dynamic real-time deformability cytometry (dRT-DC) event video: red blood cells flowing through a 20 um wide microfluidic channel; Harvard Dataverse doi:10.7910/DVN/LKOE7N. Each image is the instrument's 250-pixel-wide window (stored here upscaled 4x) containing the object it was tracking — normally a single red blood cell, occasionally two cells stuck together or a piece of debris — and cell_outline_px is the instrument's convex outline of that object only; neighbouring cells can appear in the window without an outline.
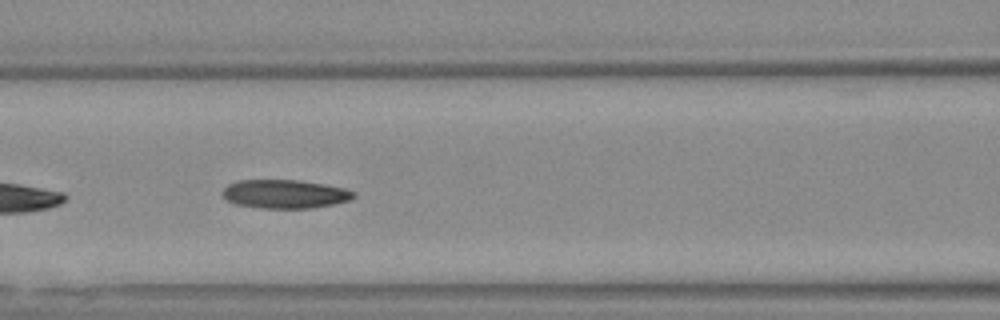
{"species": "Egyptian fruit bat (a non-hibernating species)", "species_latin": "Rousettus aegyptiacus", "temperature_condition": "warm", "stored_images_in_passage": 24, "camera_frame_rate_fps": 3000, "um_per_image_px": 0.085, "animal": {"sex": "female"}, "frame": {"image": 1, "passage_image": 8, "time_ms": 2.333, "image_size_px": [1000, 320], "cell_outline_px": [[356, 196], [348, 200], [332, 204], [312, 208], [260, 208], [236, 204], [228, 200], [220, 192], [228, 184], [236, 180], [300, 180], [344, 188], [352, 192]], "centroid_in_image_um": [24.16, 16.48], "position_along_channel_um": 142.4, "area_um2": 21.73}}
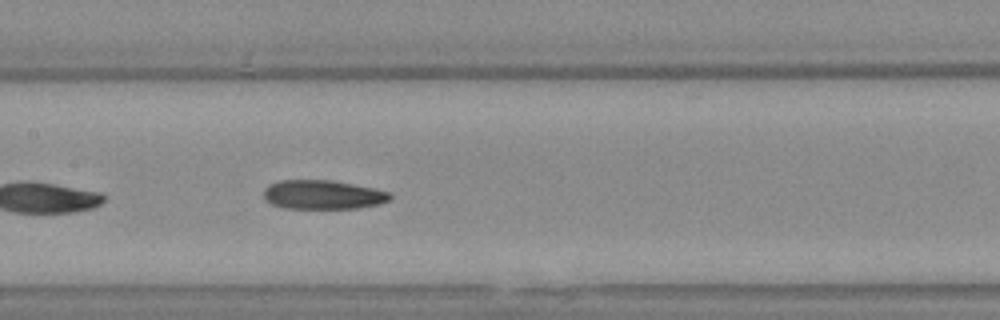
{"frame": {"image": 2, "passage_image": 11, "time_ms": 3.333, "image_size_px": [1000, 320], "cell_outline_px": [[392, 196], [388, 200], [380, 204], [356, 208], [284, 208], [272, 204], [264, 196], [264, 188], [268, 184], [280, 180], [332, 180], [372, 188], [388, 192]], "centroid_in_image_um": [27.41, 16.54], "position_along_channel_um": 180.0, "area_um2": 21.21}}